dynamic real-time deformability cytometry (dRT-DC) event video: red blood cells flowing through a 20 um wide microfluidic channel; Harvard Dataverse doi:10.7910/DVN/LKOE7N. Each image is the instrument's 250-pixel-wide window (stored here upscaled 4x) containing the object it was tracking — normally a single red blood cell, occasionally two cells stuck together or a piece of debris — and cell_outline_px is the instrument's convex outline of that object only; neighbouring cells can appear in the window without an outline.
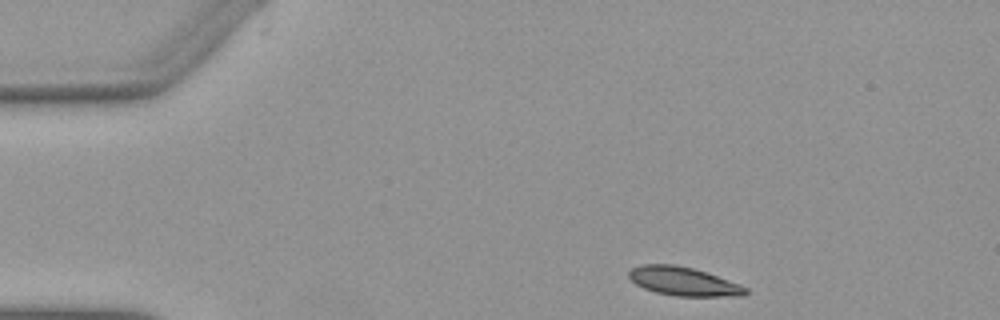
{"species": "Egyptian fruit bat (a non-hibernating species)", "species_latin": "Rousettus aegyptiacus", "temperature_condition": "warm", "stored_images_in_passage": 37, "camera_frame_rate_fps": 3000, "um_per_image_px": 0.085, "animal": {"sex": "female"}, "frame": {"image": 1, "passage_image": 1, "time_ms": 0.0, "image_size_px": [1000, 320], "cell_outline_px": [[748, 292], [744, 296], [676, 296], [656, 292], [644, 288], [636, 284], [628, 276], [628, 272], [632, 268], [644, 264], [672, 264], [692, 268], [740, 284], [748, 288]], "centroid_in_image_um": [58.1, 23.92], "position_along_channel_um": 26.9, "area_um2": 19.31}}
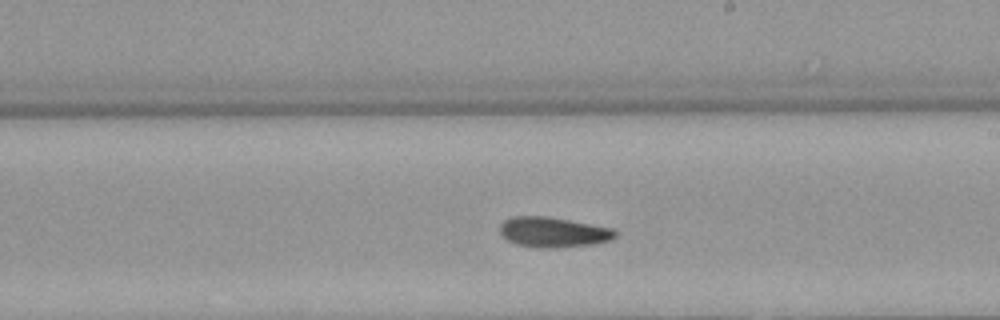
{"frame": {"image": 2, "passage_image": 23, "time_ms": 7.333, "image_size_px": [1000, 320], "cell_outline_px": [[616, 236], [608, 240], [596, 244], [552, 248], [540, 248], [516, 244], [508, 240], [500, 232], [500, 224], [504, 220], [512, 216], [548, 216], [616, 228]], "centroid_in_image_um": [47.05, 19.72], "position_along_channel_um": 242.0, "area_um2": 20.46}}
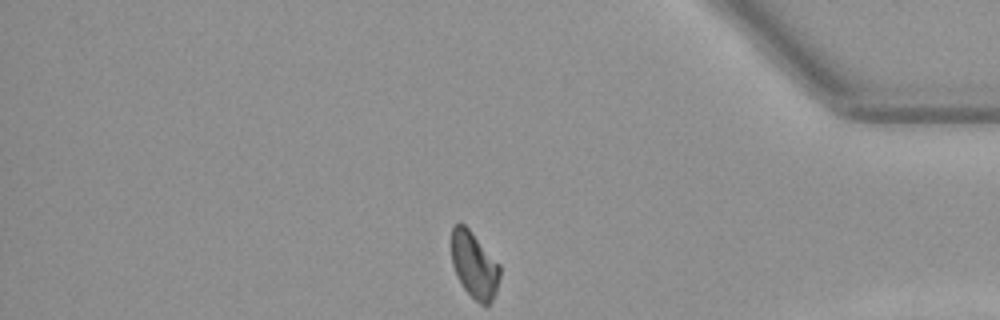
{"frame": {"image": 3, "passage_image": 37, "time_ms": 12.0, "image_size_px": [1000, 320], "cell_outline_px": [[500, 276], [496, 292], [492, 300], [488, 304], [480, 304], [464, 288], [452, 264], [452, 228], [456, 224], [464, 224], [468, 228], [500, 264]], "centroid_in_image_um": [40.33, 22.53], "position_along_channel_um": 394.9, "area_um2": 18.32}, "authors_computed_cell_mechanics": {"area_um2": 19.8832, "velocity_mm_per_s": 3.8864, "shape_relaxation_time_tau1_ms": 8.1567, "shape_relaxation_time_tau2_ms": 3.7524, "deformation_change_tau1": 0.1591, "deformation_change_tau2": 0.0899}}